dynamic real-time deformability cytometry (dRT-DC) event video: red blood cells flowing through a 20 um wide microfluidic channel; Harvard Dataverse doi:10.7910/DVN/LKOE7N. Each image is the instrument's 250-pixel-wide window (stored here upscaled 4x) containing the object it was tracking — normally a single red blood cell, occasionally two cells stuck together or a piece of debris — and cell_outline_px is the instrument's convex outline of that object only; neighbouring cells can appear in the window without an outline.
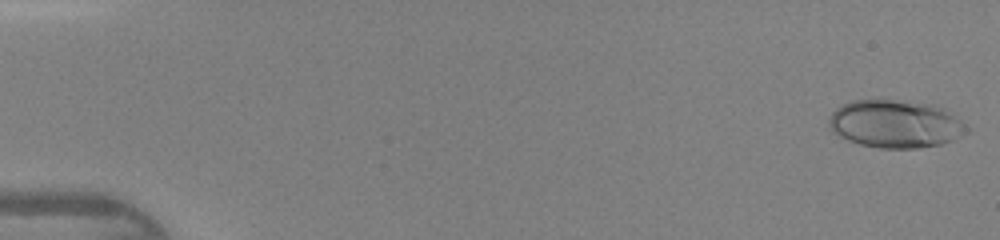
{"species": "human", "species_latin": "Homo sapiens", "temperature_condition": "warm", "stored_images_in_passage": 45, "camera_frame_rate_fps": 3000, "um_per_image_px": 0.085, "donor": {"sex": "female"}, "frame": {"image": 1, "passage_image": 1, "time_ms": 0.0, "image_size_px": [1000, 240], "cell_outline_px": [[968, 128], [952, 140], [940, 144], [916, 148], [880, 148], [860, 144], [848, 140], [832, 132], [828, 124], [828, 120], [832, 112], [836, 108], [852, 100], [892, 100], [940, 104], [960, 120]], "centroid_in_image_um": [76.08, 10.52], "position_along_channel_um": 8.9, "area_um2": 38.26}}
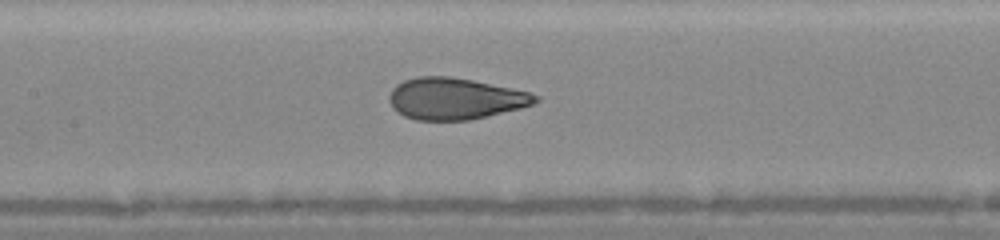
{"frame": {"image": 2, "passage_image": 22, "time_ms": 7.0, "image_size_px": [1000, 240], "cell_outline_px": [[540, 100], [532, 104], [520, 108], [468, 120], [416, 120], [404, 116], [396, 112], [392, 108], [388, 100], [388, 96], [392, 88], [396, 84], [404, 80], [420, 76], [448, 76], [472, 80], [528, 92], [540, 96]], "centroid_in_image_um": [38.62, 8.38], "position_along_channel_um": 168.8, "area_um2": 35.26}}
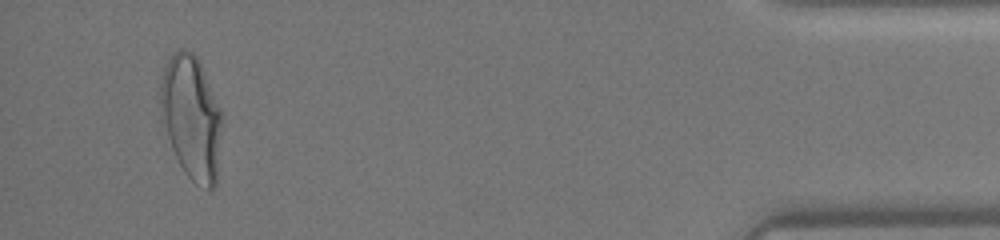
{"frame": {"image": 3, "passage_image": 43, "time_ms": 14.0, "image_size_px": [1000, 240], "cell_outline_px": [[224, 116], [216, 184], [212, 188], [208, 188], [196, 184], [184, 172], [172, 148], [168, 136], [160, 100], [160, 88], [164, 68], [172, 52], [180, 48], [184, 48], [192, 52], [196, 56], [200, 64]], "centroid_in_image_um": [16.31, 9.97], "position_along_channel_um": 418.9, "area_um2": 44.04}}